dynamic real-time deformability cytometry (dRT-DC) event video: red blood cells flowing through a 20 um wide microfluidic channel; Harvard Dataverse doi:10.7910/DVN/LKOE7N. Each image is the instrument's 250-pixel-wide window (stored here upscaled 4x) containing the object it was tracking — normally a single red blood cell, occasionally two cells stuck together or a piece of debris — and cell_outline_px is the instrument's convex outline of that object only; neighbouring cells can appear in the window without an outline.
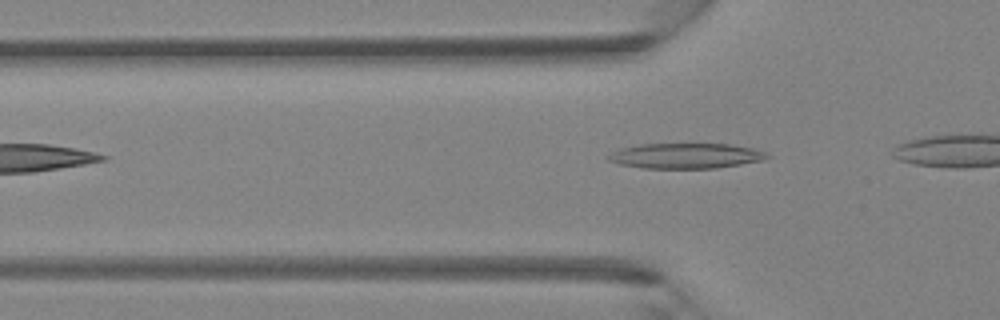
{"species": "Egyptian fruit bat (a non-hibernating species)", "species_latin": "Rousettus aegyptiacus", "temperature_condition": "room temperature", "stored_images_in_passage": 5, "camera_frame_rate_fps": 3000, "um_per_image_px": 0.085, "animal": {"sex": "female"}, "frame": {"image": 1, "passage_image": 3, "time_ms": 0.667, "image_size_px": [1000, 320], "cell_outline_px": [[768, 156], [764, 160], [716, 168], [644, 168], [620, 164], [608, 160], [604, 156], [620, 148], [640, 144], [732, 144], [752, 148], [764, 152]], "centroid_in_image_um": [58.24, 13.24], "position_along_channel_um": 67.6, "area_um2": 23.29}}
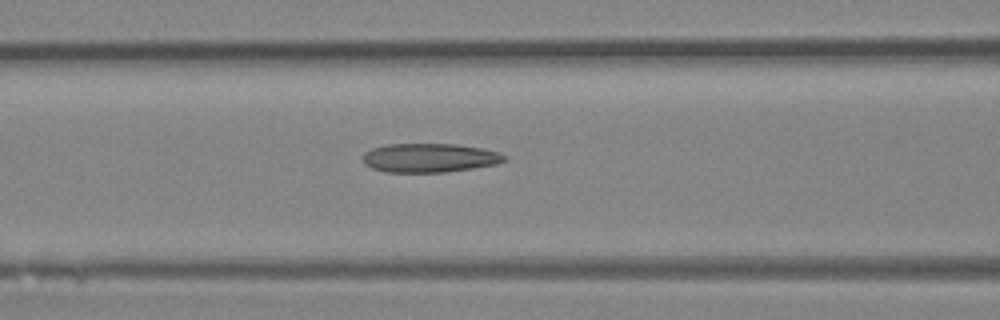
{"frame": {"image": 2, "passage_image": 5, "time_ms": 1.333, "image_size_px": [1000, 320], "cell_outline_px": [[508, 160], [496, 164], [472, 168], [444, 172], [384, 172], [372, 168], [364, 164], [364, 152], [372, 148], [388, 144], [456, 144], [484, 148], [500, 152], [508, 156]], "centroid_in_image_um": [36.56, 13.41], "position_along_channel_um": 130.0, "area_um2": 24.04}}